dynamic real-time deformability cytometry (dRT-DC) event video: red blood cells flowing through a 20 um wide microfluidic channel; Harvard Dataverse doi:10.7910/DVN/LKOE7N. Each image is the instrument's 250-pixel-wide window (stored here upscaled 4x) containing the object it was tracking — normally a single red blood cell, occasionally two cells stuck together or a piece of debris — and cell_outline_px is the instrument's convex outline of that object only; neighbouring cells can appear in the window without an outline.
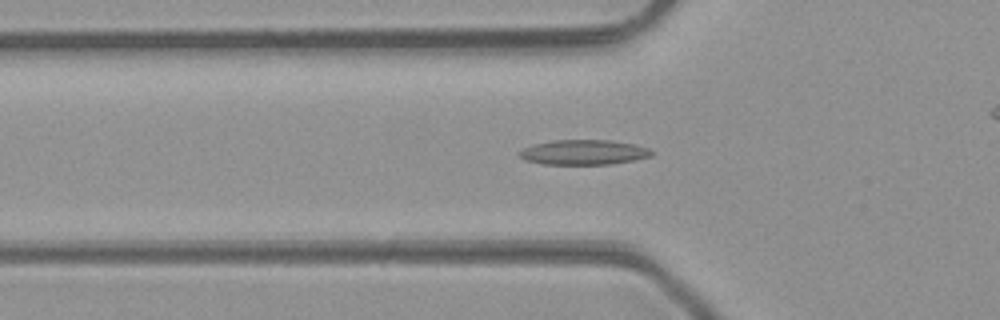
{"species": "common noctule bat (a hibernating species)", "species_latin": "Nyctalus noctula", "temperature_condition": "room temperature", "stored_images_in_passage": 41, "camera_frame_rate_fps": 3000, "um_per_image_px": 0.085, "animal": {"sex": "male", "body_mass_g": 23.1, "forearm_length_mm": 52.7}, "frame": {"image": 1, "passage_image": 16, "time_ms": 5.0, "image_size_px": [1000, 320], "cell_outline_px": [[652, 156], [632, 160], [608, 164], [544, 164], [528, 160], [520, 156], [516, 152], [524, 148], [536, 144], [552, 140], [608, 140], [636, 144], [648, 148], [652, 152]], "centroid_in_image_um": [49.62, 12.93], "position_along_channel_um": 76.2, "area_um2": 18.96}}
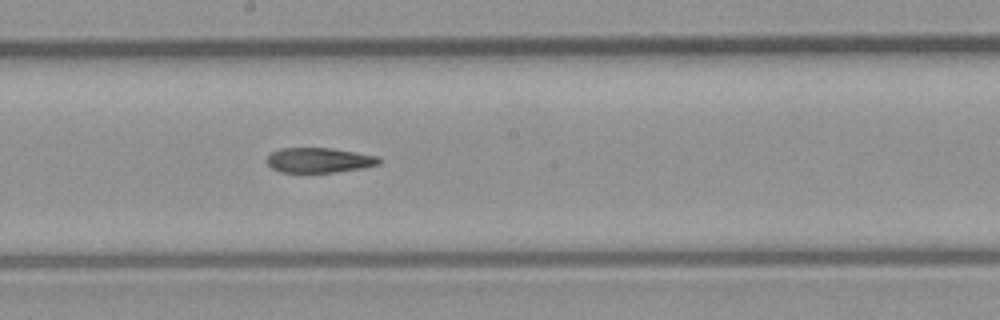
{"frame": {"image": 2, "passage_image": 26, "time_ms": 8.333, "image_size_px": [1000, 320], "cell_outline_px": [[380, 164], [360, 168], [332, 172], [280, 172], [272, 168], [264, 160], [272, 152], [280, 148], [332, 148], [356, 152], [376, 156], [380, 160]], "centroid_in_image_um": [27.07, 13.61], "position_along_channel_um": 221.1, "area_um2": 16.18}}
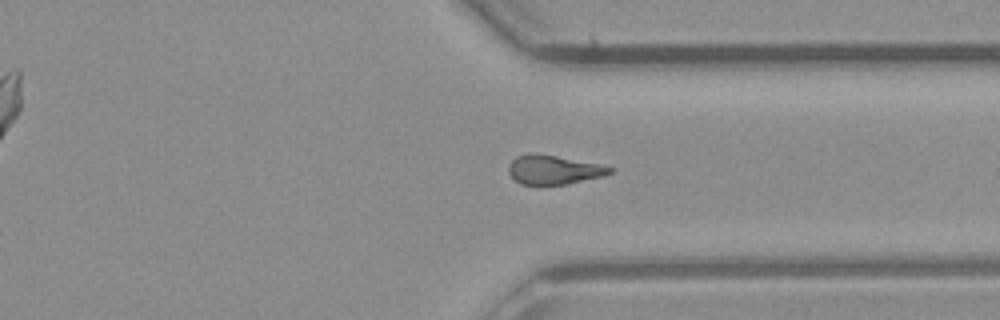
{"frame": {"image": 3, "passage_image": 36, "time_ms": 11.667, "image_size_px": [1000, 320], "cell_outline_px": [[612, 172], [604, 176], [564, 184], [520, 184], [508, 172], [508, 164], [516, 156], [532, 152], [556, 156], [600, 164], [612, 168]], "centroid_in_image_um": [47.03, 14.41], "position_along_channel_um": 364.4, "area_um2": 16.99}}